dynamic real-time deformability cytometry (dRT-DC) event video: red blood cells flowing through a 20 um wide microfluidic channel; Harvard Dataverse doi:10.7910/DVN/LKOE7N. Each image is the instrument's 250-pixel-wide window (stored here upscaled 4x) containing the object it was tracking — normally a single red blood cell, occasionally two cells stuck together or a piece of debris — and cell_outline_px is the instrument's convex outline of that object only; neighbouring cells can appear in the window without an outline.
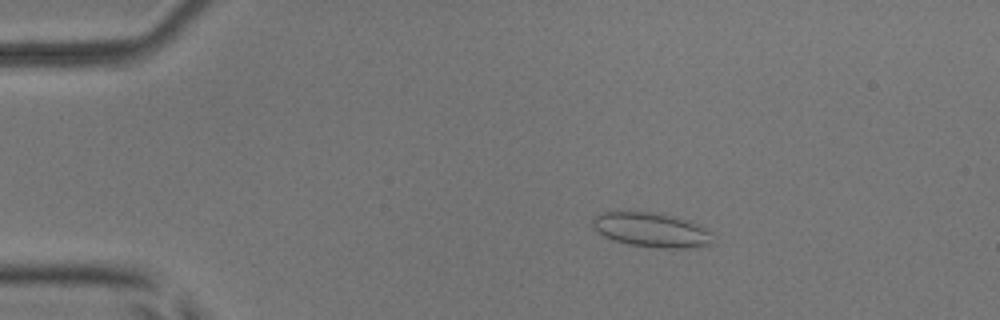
{"species": "common noctule bat (a hibernating species)", "species_latin": "Nyctalus noctula", "temperature_condition": "room temperature", "stored_images_in_passage": 53, "camera_frame_rate_fps": 3000, "um_per_image_px": 0.085, "animal": {"sex": "male", "body_mass_g": 17.9, "forearm_length_mm": 54.2}, "frame": {"image": 1, "passage_image": 10, "time_ms": 3.0, "image_size_px": [1000, 320], "cell_outline_px": [[712, 244], [688, 248], [656, 248], [628, 244], [612, 240], [596, 232], [592, 224], [592, 220], [596, 216], [604, 212], [652, 212], [672, 216], [688, 220], [700, 224], [708, 228]], "centroid_in_image_um": [55.37, 19.55], "position_along_channel_um": 29.6, "area_um2": 24.16}}
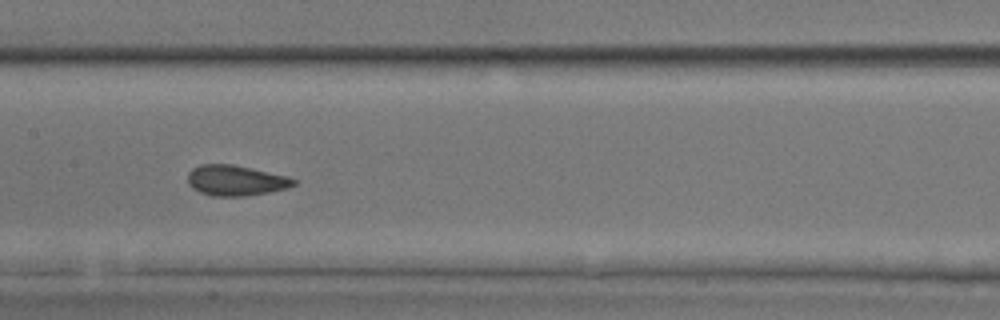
{"frame": {"image": 2, "passage_image": 27, "time_ms": 8.667, "image_size_px": [1000, 320], "cell_outline_px": [[296, 184], [288, 188], [268, 192], [244, 196], [212, 196], [200, 192], [192, 188], [188, 184], [188, 172], [192, 168], [200, 164], [232, 164], [252, 168], [288, 176], [296, 180]], "centroid_in_image_um": [20.02, 15.33], "position_along_channel_um": 187.4, "area_um2": 18.9}}
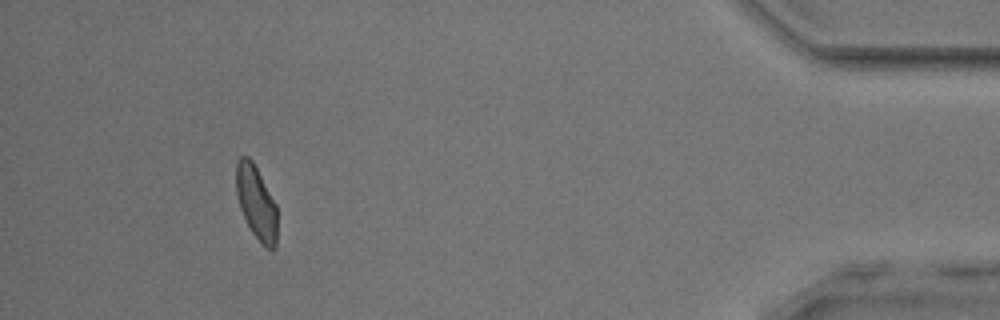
{"frame": {"image": 3, "passage_image": 49, "time_ms": 16.0, "image_size_px": [1000, 320], "cell_outline_px": [[276, 248], [272, 252], [260, 244], [252, 232], [240, 208], [236, 192], [236, 164], [240, 156], [248, 156], [252, 160], [276, 204]], "centroid_in_image_um": [21.78, 17.25], "position_along_channel_um": 413.4, "area_um2": 17.57}, "authors_computed_cell_mechanics": {"area_um2": 19.0162, "velocity_mm_per_s": 3.9084, "shape_relaxation_time_tau1_ms": 4.2698, "shape_relaxation_time_tau2_ms": 0.8846, "deformation_change_tau1": 0.1134, "deformation_change_tau2": 0.0561}}